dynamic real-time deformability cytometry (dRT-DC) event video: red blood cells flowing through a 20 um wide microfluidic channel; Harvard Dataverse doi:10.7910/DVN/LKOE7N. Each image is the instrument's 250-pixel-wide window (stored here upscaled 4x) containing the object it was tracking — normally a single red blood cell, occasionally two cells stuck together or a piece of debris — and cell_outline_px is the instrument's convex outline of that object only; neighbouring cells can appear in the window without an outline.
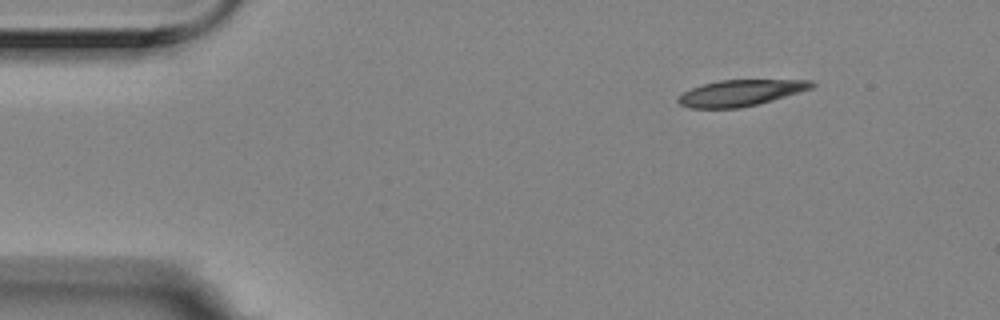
{"species": "Egyptian fruit bat (a non-hibernating species)", "species_latin": "Rousettus aegyptiacus", "temperature_condition": "room temperature", "stored_images_in_passage": 2, "camera_frame_rate_fps": 3000, "um_per_image_px": 0.085, "animal": {"sex": "female"}, "frame": {"image": 1, "passage_image": 2, "time_ms": 0.333, "image_size_px": [1000, 320], "cell_outline_px": [[816, 84], [812, 88], [772, 100], [740, 108], [688, 108], [680, 104], [676, 100], [684, 92], [692, 88], [704, 84], [720, 80], [812, 80]], "centroid_in_image_um": [62.94, 7.9], "position_along_channel_um": 22.1, "area_um2": 20.11}}